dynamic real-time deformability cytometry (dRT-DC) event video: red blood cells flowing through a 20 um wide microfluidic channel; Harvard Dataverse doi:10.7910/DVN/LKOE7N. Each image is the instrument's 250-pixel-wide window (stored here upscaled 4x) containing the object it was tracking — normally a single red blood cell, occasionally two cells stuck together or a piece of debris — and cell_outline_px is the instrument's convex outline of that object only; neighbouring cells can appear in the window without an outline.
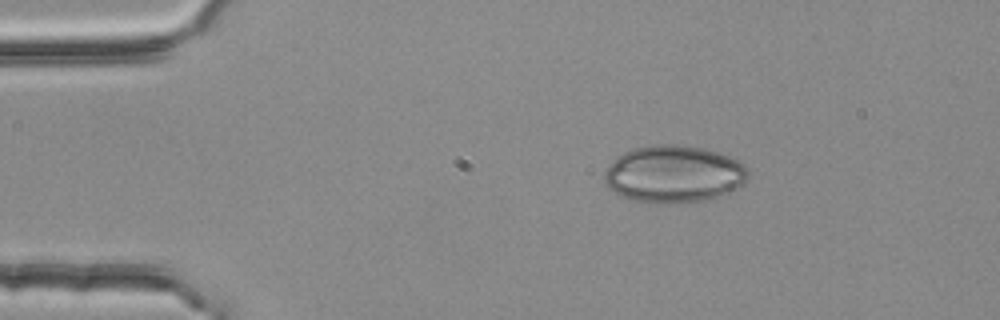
{"species": "common noctule bat (a hibernating species)", "species_latin": "Nyctalus noctula", "temperature_condition": "room temperature", "stored_images_in_passage": 46, "camera_frame_rate_fps": 3000, "um_per_image_px": 0.085, "animal": {"sex": "female", "body_mass_g": 25.1}, "frame": {"image": 1, "passage_image": 1, "time_ms": 0.0, "image_size_px": [1000, 320], "cell_outline_px": [[748, 176], [744, 184], [736, 188], [716, 196], [704, 200], [668, 204], [660, 204], [632, 200], [620, 196], [612, 192], [604, 184], [604, 172], [624, 152], [636, 148], [656, 144], [676, 144], [704, 148], [720, 152], [744, 164], [748, 168]], "centroid_in_image_um": [57.27, 14.8], "position_along_channel_um": 27.7, "area_um2": 47.92}}
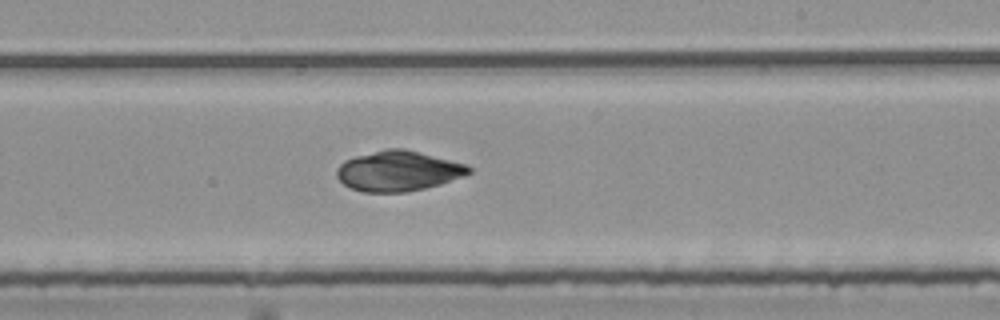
{"frame": {"image": 2, "passage_image": 24, "time_ms": 7.667, "image_size_px": [1000, 320], "cell_outline_px": [[472, 172], [464, 176], [440, 184], [424, 188], [404, 192], [364, 192], [352, 188], [344, 184], [336, 176], [336, 168], [344, 160], [356, 156], [384, 148], [404, 148], [468, 164], [472, 168]], "centroid_in_image_um": [33.86, 14.52], "position_along_channel_um": 255.1, "area_um2": 31.1}}
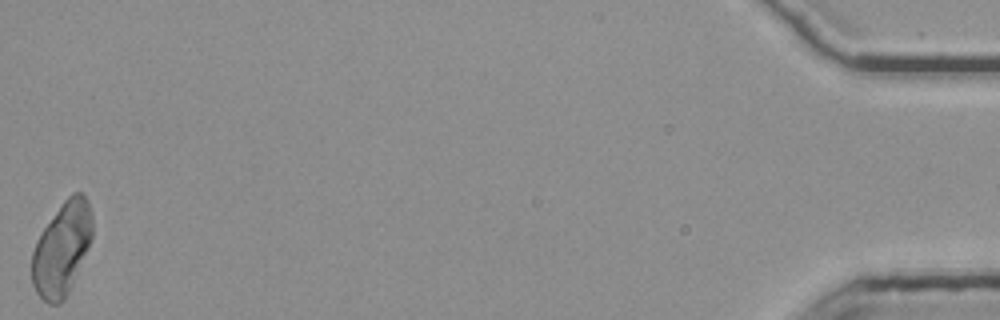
{"frame": {"image": 3, "passage_image": 46, "time_ms": 15.0, "image_size_px": [1000, 320], "cell_outline_px": [[92, 240], [72, 284], [64, 300], [60, 304], [48, 304], [36, 292], [32, 284], [32, 252], [36, 240], [44, 228], [64, 200], [72, 192], [84, 192], [88, 200], [92, 216]], "centroid_in_image_um": [5.27, 21.14], "position_along_channel_um": 429.9, "area_um2": 32.77}}